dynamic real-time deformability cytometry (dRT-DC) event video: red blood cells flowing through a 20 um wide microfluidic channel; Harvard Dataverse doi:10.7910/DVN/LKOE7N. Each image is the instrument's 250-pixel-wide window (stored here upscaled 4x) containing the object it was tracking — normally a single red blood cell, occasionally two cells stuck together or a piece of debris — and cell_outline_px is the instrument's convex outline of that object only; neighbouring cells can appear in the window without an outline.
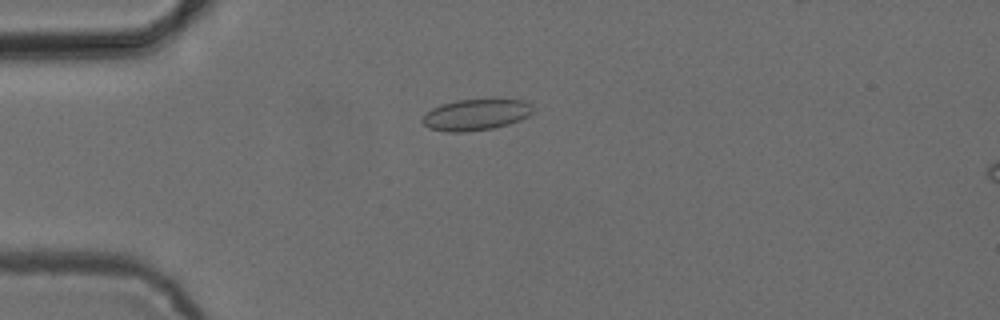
{"species": "common noctule bat (a hibernating species)", "species_latin": "Nyctalus noctula", "temperature_condition": "cold", "stored_images_in_passage": 53, "camera_frame_rate_fps": 3000, "um_per_image_px": 0.085, "animal": {"sex": "female", "body_mass_g": 24.6, "forearm_length_mm": 56.2}, "frame": {"image": 1, "passage_image": 14, "time_ms": 4.333, "image_size_px": [1000, 320], "cell_outline_px": [[532, 112], [528, 116], [520, 120], [496, 128], [464, 132], [448, 132], [428, 128], [420, 120], [424, 112], [440, 104], [456, 100], [524, 100], [532, 104]], "centroid_in_image_um": [40.4, 9.76], "position_along_channel_um": 44.6, "area_um2": 20.23}}
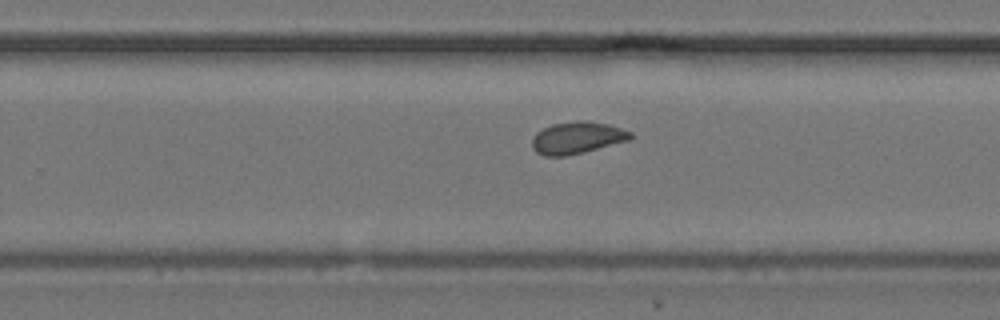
{"frame": {"image": 2, "passage_image": 34, "time_ms": 11.0, "image_size_px": [1000, 320], "cell_outline_px": [[632, 136], [628, 140], [584, 152], [564, 156], [544, 156], [536, 152], [532, 148], [532, 136], [536, 132], [552, 124], [576, 120], [588, 120], [608, 124], [632, 132]], "centroid_in_image_um": [49.02, 11.7], "position_along_channel_um": 280.8, "area_um2": 18.38}}
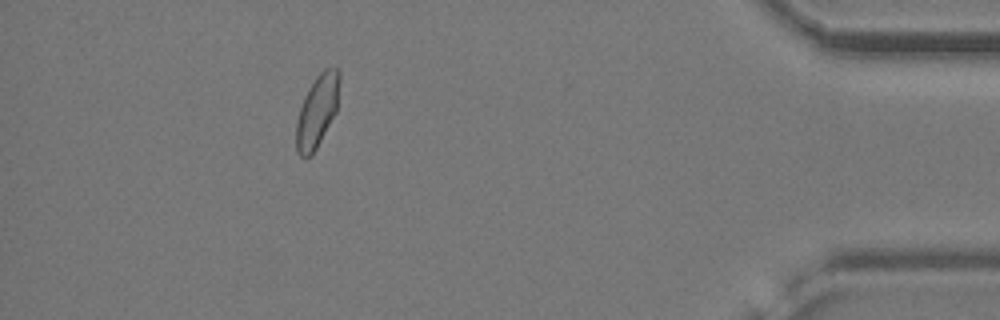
{"frame": {"image": 3, "passage_image": 48, "time_ms": 15.667, "image_size_px": [1000, 320], "cell_outline_px": [[340, 80], [336, 112], [312, 156], [304, 160], [296, 152], [296, 124], [300, 108], [304, 96], [308, 88], [316, 76], [324, 68], [336, 68], [340, 72]], "centroid_in_image_um": [26.95, 9.46], "position_along_channel_um": 408.3, "area_um2": 18.38}, "authors_computed_cell_mechanics": {"area_um2": 18.6694, "velocity_mm_per_s": 3.8748, "shape_relaxation_time_tau1_ms": 4.0776, "shape_relaxation_time_tau2_ms": 1.6839, "deformation_change_tau1": 0.0659, "deformation_change_tau2": 0.0566}}